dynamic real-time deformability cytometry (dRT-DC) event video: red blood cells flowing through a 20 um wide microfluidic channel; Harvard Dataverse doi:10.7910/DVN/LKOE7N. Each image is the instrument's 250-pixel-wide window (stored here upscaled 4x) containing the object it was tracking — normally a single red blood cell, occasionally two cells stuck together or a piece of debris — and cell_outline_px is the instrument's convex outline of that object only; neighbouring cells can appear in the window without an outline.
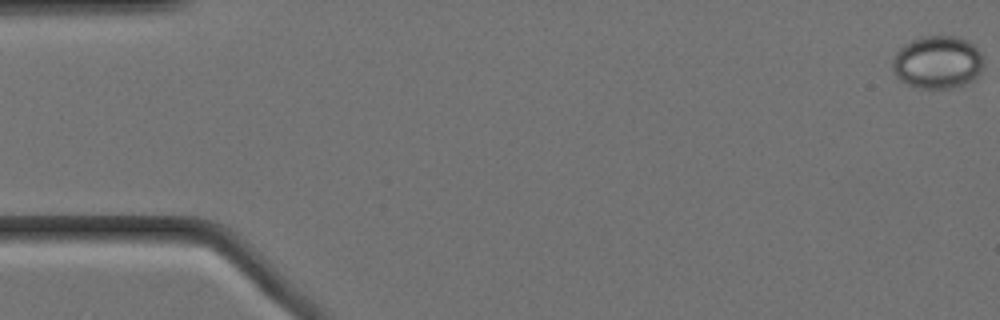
{"species": "Egyptian fruit bat (a non-hibernating species)", "species_latin": "Rousettus aegyptiacus", "temperature_condition": "cold", "stored_images_in_passage": 54, "camera_frame_rate_fps": 3000, "um_per_image_px": 0.085, "animal": {"sex": "female"}, "frame": {"image": 1, "passage_image": 1, "time_ms": 0.0, "image_size_px": [1000, 320], "cell_outline_px": [[984, 56], [980, 76], [976, 80], [952, 88], [920, 88], [908, 84], [900, 80], [896, 76], [892, 68], [892, 60], [896, 52], [904, 44], [920, 36], [956, 36], [968, 40]], "centroid_in_image_um": [79.71, 5.29], "position_along_channel_um": 5.3, "area_um2": 28.38}}
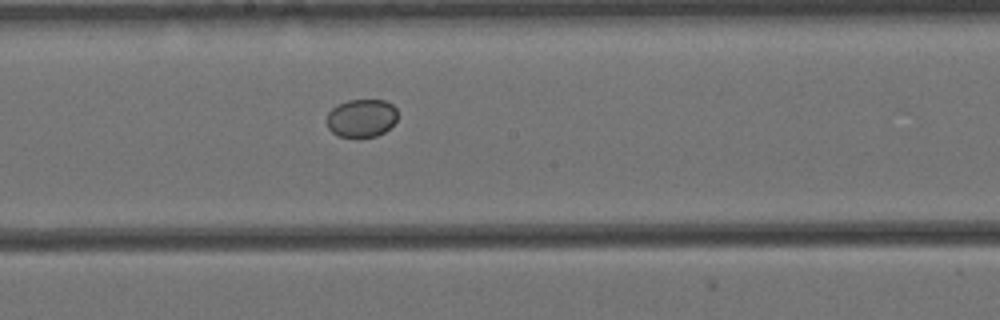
{"frame": {"image": 2, "passage_image": 31, "time_ms": 10.0, "image_size_px": [1000, 320], "cell_outline_px": [[396, 120], [384, 132], [376, 136], [356, 140], [340, 136], [332, 132], [328, 128], [328, 112], [336, 104], [348, 100], [384, 100], [392, 104], [396, 108]], "centroid_in_image_um": [30.71, 10.06], "position_along_channel_um": 217.5, "area_um2": 16.01}}
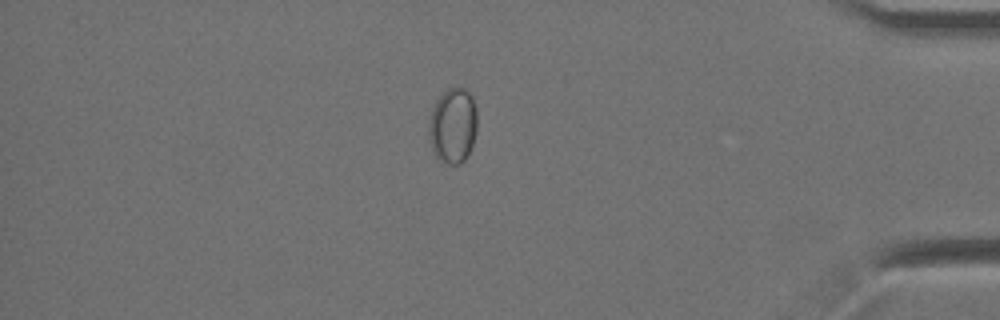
{"frame": {"image": 3, "passage_image": 50, "time_ms": 16.333, "image_size_px": [1000, 320], "cell_outline_px": [[476, 132], [472, 144], [464, 160], [460, 164], [440, 164], [436, 160], [428, 140], [428, 120], [432, 108], [436, 100], [448, 88], [456, 84], [464, 88], [472, 96], [476, 108]], "centroid_in_image_um": [38.45, 10.68], "position_along_channel_um": 396.7, "area_um2": 21.85}}